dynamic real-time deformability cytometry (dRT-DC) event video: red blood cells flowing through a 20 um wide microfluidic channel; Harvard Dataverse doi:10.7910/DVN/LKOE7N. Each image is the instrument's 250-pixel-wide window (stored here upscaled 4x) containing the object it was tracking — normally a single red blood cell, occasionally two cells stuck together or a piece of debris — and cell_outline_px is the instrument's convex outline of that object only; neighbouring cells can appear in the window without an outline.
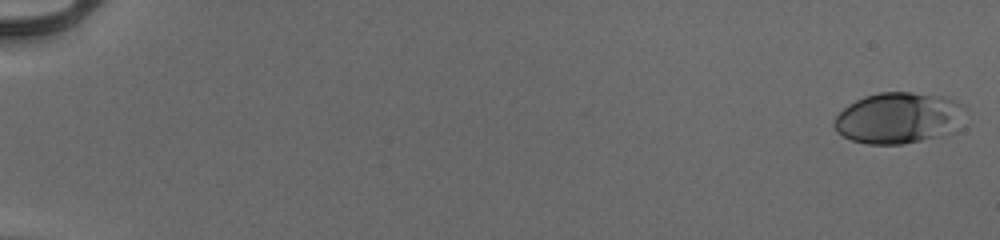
{"species": "human", "species_latin": "Homo sapiens", "temperature_condition": "cold", "stored_images_in_passage": 54, "camera_frame_rate_fps": 3000, "um_per_image_px": 0.085, "donor": {"sex": "male"}, "frame": {"image": 1, "passage_image": 1, "time_ms": 0.0, "image_size_px": [1000, 240], "cell_outline_px": [[964, 104], [960, 128], [956, 132], [940, 136], [904, 144], [868, 144], [852, 140], [836, 132], [832, 124], [836, 116], [844, 108], [856, 100], [864, 96], [880, 92], [912, 92], [948, 96]], "centroid_in_image_um": [76.41, 10.02], "position_along_channel_um": 8.6, "area_um2": 39.54}}
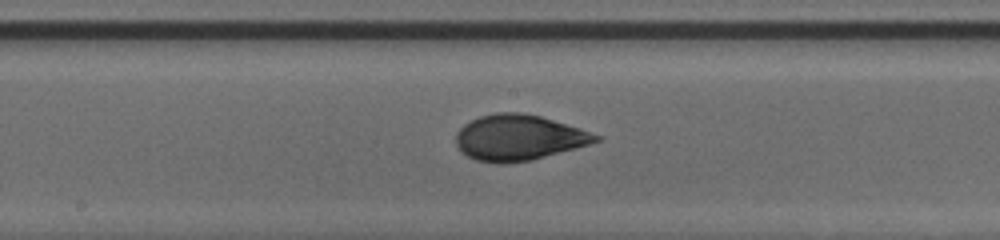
{"frame": {"image": 2, "passage_image": 31, "time_ms": 10.0, "image_size_px": [1000, 240], "cell_outline_px": [[600, 140], [588, 144], [532, 160], [500, 164], [496, 164], [476, 160], [468, 156], [456, 144], [456, 132], [464, 124], [480, 116], [496, 112], [520, 112], [540, 116], [580, 128], [600, 136]], "centroid_in_image_um": [44.06, 11.69], "position_along_channel_um": 204.1, "area_um2": 36.88}}
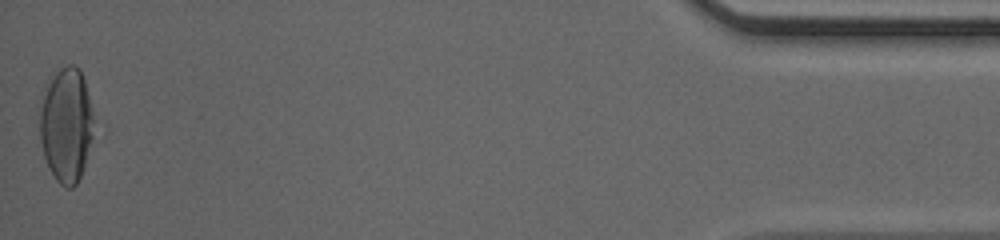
{"frame": {"image": 3, "passage_image": 54, "time_ms": 17.667, "image_size_px": [1000, 240], "cell_outline_px": [[92, 136], [84, 164], [80, 176], [76, 184], [72, 188], [64, 188], [56, 180], [48, 168], [44, 156], [40, 140], [40, 112], [48, 76], [60, 68], [68, 64], [76, 64], [80, 68], [84, 80], [88, 96], [92, 116]], "centroid_in_image_um": [5.6, 10.59], "position_along_channel_um": 429.6, "area_um2": 35.84}, "authors_computed_cell_mechanics": {"area_um2": 36.1539, "velocity_mm_per_s": 3.9697, "shape_relaxation_time_tau1_ms": 4.0724, "shape_relaxation_time_tau2_ms": 0.8773, "deformation_change_tau1": 0.1794, "deformation_change_tau2": 0.0576}}